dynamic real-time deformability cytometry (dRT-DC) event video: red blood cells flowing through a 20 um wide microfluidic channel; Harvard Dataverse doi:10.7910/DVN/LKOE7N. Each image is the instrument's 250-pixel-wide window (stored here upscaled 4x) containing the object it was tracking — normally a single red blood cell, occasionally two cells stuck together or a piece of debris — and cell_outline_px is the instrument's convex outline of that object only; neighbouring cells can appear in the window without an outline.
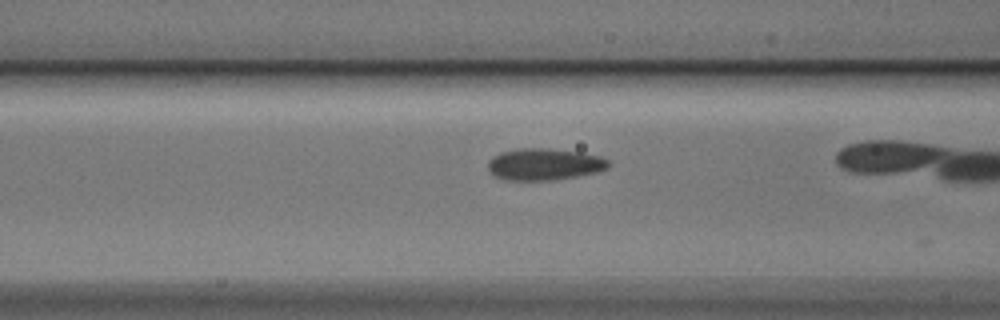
{"species": "Egyptian fruit bat (a non-hibernating species)", "species_latin": "Rousettus aegyptiacus", "temperature_condition": "cold", "stored_images_in_passage": 8, "camera_frame_rate_fps": 3000, "um_per_image_px": 0.085, "animal": {"sex": "male"}, "frame": {"image": 1, "passage_image": 4, "time_ms": 1.0, "image_size_px": [1000, 320], "cell_outline_px": [[612, 164], [608, 168], [596, 172], [576, 176], [552, 180], [504, 180], [496, 176], [488, 168], [488, 160], [492, 156], [500, 152], [516, 148], [548, 148], [580, 152], [600, 156], [608, 160]], "centroid_in_image_um": [46.26, 13.95], "position_along_channel_um": 120.3, "area_um2": 22.43}}
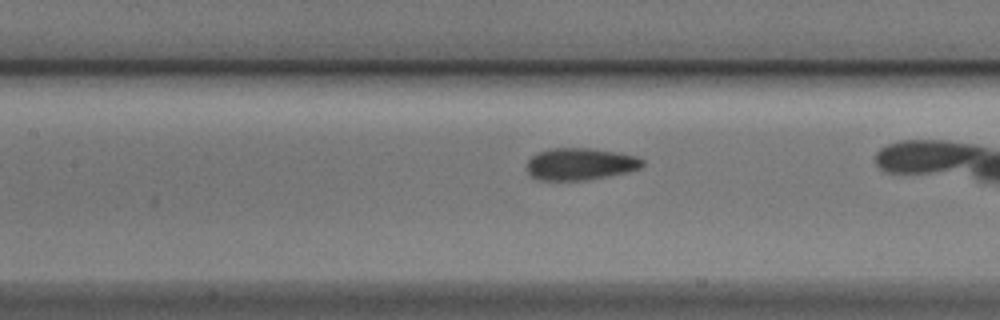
{"frame": {"image": 2, "passage_image": 7, "time_ms": 2.0, "image_size_px": [1000, 320], "cell_outline_px": [[644, 164], [640, 168], [624, 172], [584, 180], [536, 180], [528, 172], [528, 160], [536, 152], [552, 148], [592, 148], [620, 152], [636, 156], [644, 160]], "centroid_in_image_um": [49.31, 13.92], "position_along_channel_um": 158.1, "area_um2": 21.5}}